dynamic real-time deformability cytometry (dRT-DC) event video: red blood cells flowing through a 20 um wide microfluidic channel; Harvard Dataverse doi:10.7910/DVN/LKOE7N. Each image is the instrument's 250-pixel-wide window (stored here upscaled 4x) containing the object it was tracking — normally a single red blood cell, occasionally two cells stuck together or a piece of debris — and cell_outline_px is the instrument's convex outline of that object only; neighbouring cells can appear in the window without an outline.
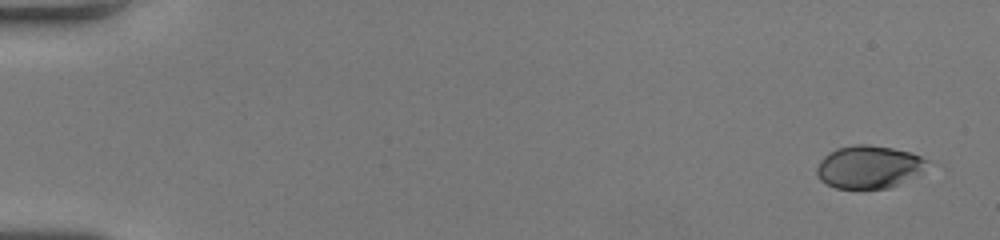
{"species": "human", "species_latin": "Homo sapiens", "temperature_condition": "room temperature", "stored_images_in_passage": 49, "camera_frame_rate_fps": 3000, "um_per_image_px": 0.085, "donor": {"sex": "female"}, "frame": {"image": 1, "passage_image": 1, "time_ms": 0.0, "image_size_px": [1000, 240], "cell_outline_px": [[916, 160], [884, 184], [876, 188], [844, 188], [832, 184], [832, 156], [836, 152], [844, 148], [884, 148], [904, 152], [916, 156]], "centroid_in_image_um": [73.76, 14.17], "position_along_channel_um": 11.2, "area_um2": 19.19}}
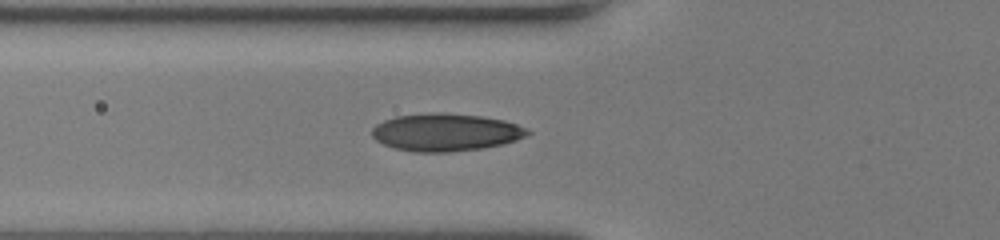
{"frame": {"image": 2, "passage_image": 20, "time_ms": 6.333, "image_size_px": [1000, 240], "cell_outline_px": [[520, 132], [516, 136], [508, 140], [492, 144], [464, 148], [408, 148], [392, 144], [384, 140], [396, 120], [412, 116], [464, 116], [492, 120], [512, 124]], "centroid_in_image_um": [38.13, 11.23], "position_along_channel_um": 87.7, "area_um2": 25.37}}
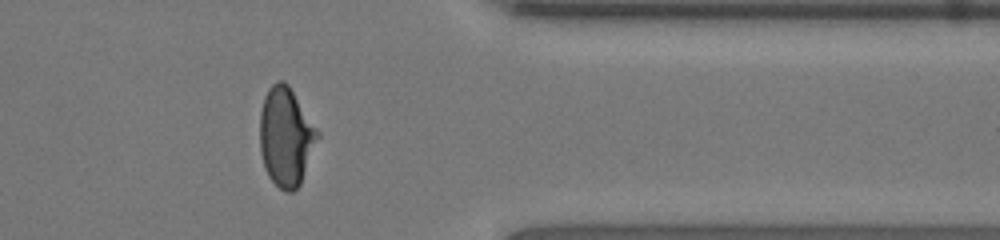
{"frame": {"image": 3, "passage_image": 43, "time_ms": 14.0, "image_size_px": [1000, 240], "cell_outline_px": [[308, 136], [300, 180], [292, 188], [284, 188], [272, 176], [264, 160], [264, 104], [272, 88], [276, 84], [284, 84], [288, 88], [308, 128]], "centroid_in_image_um": [24.15, 11.64], "position_along_channel_um": 387.2, "area_um2": 25.14}}